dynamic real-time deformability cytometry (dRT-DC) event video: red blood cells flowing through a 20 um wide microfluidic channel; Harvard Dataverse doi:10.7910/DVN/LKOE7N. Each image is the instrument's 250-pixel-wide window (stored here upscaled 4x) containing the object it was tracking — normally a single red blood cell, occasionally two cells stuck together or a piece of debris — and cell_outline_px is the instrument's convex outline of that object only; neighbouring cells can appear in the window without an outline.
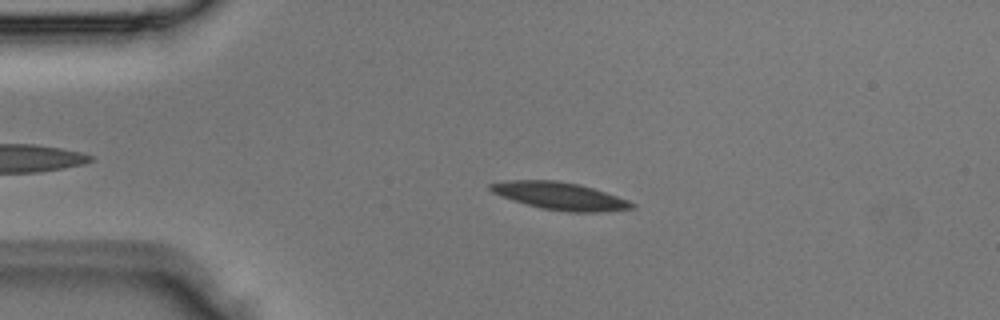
{"species": "Egyptian fruit bat (a non-hibernating species)", "species_latin": "Rousettus aegyptiacus", "temperature_condition": "room temperature", "stored_images_in_passage": 3, "camera_frame_rate_fps": 3000, "um_per_image_px": 0.085, "animal": {"sex": "male"}, "frame": {"image": 1, "passage_image": 3, "time_ms": 0.667, "image_size_px": [1000, 320], "cell_outline_px": [[636, 204], [632, 208], [600, 212], [568, 212], [540, 208], [492, 192], [488, 188], [488, 184], [508, 180], [556, 180], [580, 184], [628, 200]], "centroid_in_image_um": [47.6, 16.65], "position_along_channel_um": 37.4, "area_um2": 22.31}}